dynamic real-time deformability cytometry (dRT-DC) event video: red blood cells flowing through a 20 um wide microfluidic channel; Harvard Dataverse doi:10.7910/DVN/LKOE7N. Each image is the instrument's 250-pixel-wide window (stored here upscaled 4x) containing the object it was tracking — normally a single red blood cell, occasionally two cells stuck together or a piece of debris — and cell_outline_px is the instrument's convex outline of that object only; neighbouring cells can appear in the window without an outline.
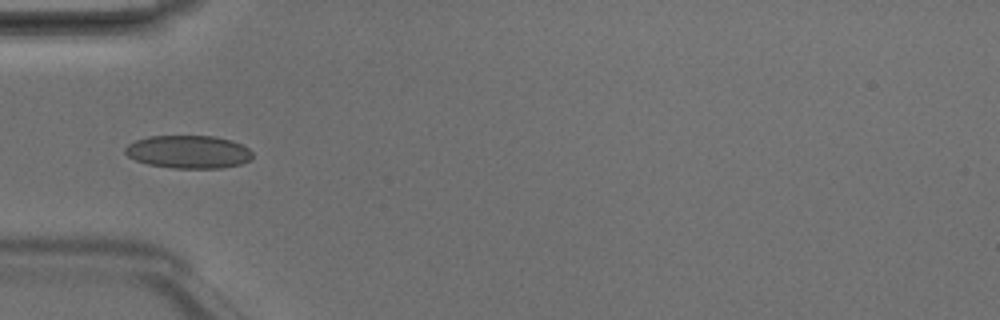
{"species": "Egyptian fruit bat (a non-hibernating species)", "species_latin": "Rousettus aegyptiacus", "temperature_condition": "room temperature", "stored_images_in_passage": 5, "camera_frame_rate_fps": 3000, "um_per_image_px": 0.085, "animal": {"sex": "male"}, "frame": {"image": 1, "passage_image": 4, "time_ms": 1.0, "image_size_px": [1000, 320], "cell_outline_px": [[252, 156], [248, 160], [240, 164], [220, 168], [172, 168], [148, 164], [136, 160], [128, 156], [124, 152], [124, 148], [128, 144], [136, 140], [148, 136], [216, 136], [232, 140], [248, 148], [252, 152]], "centroid_in_image_um": [16.0, 12.9], "position_along_channel_um": 69.0, "area_um2": 24.45}}